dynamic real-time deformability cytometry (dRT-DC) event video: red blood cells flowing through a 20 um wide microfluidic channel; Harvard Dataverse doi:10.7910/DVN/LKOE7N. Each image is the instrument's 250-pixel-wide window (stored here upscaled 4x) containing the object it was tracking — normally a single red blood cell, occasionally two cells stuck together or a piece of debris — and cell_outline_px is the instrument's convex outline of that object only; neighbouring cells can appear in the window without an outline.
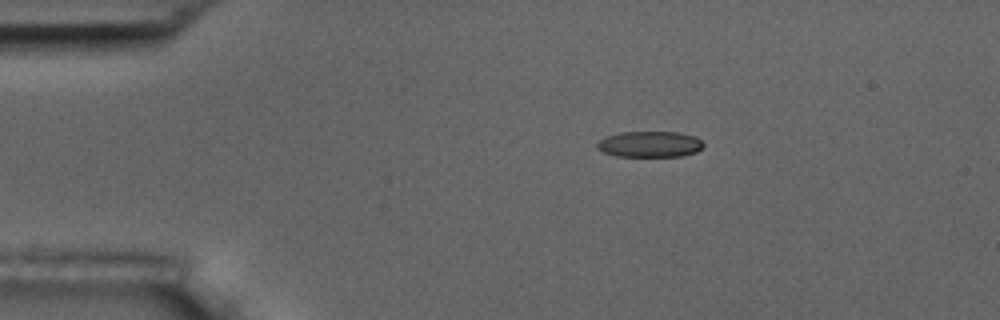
{"species": "common noctule bat (a hibernating species)", "species_latin": "Nyctalus noctula", "temperature_condition": "room temperature", "stored_images_in_passage": 7, "camera_frame_rate_fps": 3000, "um_per_image_px": 0.085, "animal": {"sex": "male", "body_mass_g": 17.5, "forearm_length_mm": 52.3}, "frame": {"image": 1, "passage_image": 1, "time_ms": 0.0, "image_size_px": [1000, 320], "cell_outline_px": [[704, 144], [696, 152], [680, 156], [616, 156], [604, 152], [596, 148], [596, 144], [604, 136], [620, 132], [676, 132], [696, 136]], "centroid_in_image_um": [55.2, 12.25], "position_along_channel_um": 29.8, "area_um2": 16.07}}
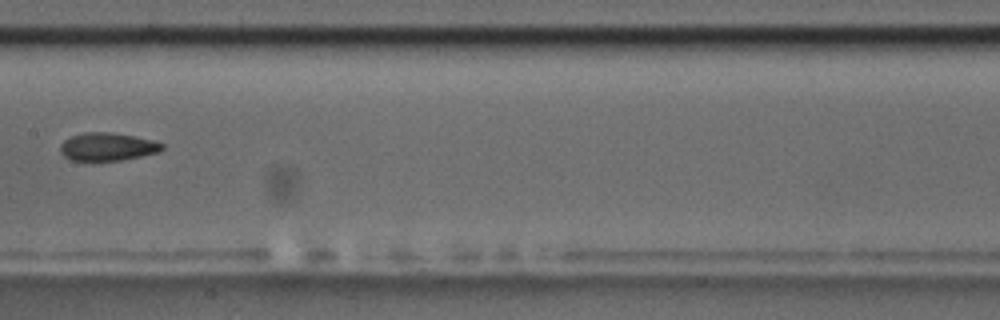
{"frame": {"image": 2, "passage_image": 6, "time_ms": 6.0, "image_size_px": [1000, 320], "cell_outline_px": [[164, 148], [156, 152], [140, 156], [120, 160], [72, 160], [64, 156], [60, 152], [60, 144], [64, 140], [72, 136], [84, 132], [108, 132], [136, 136], [152, 140], [164, 144]], "centroid_in_image_um": [9.11, 12.46], "position_along_channel_um": 198.3, "area_um2": 16.42}}
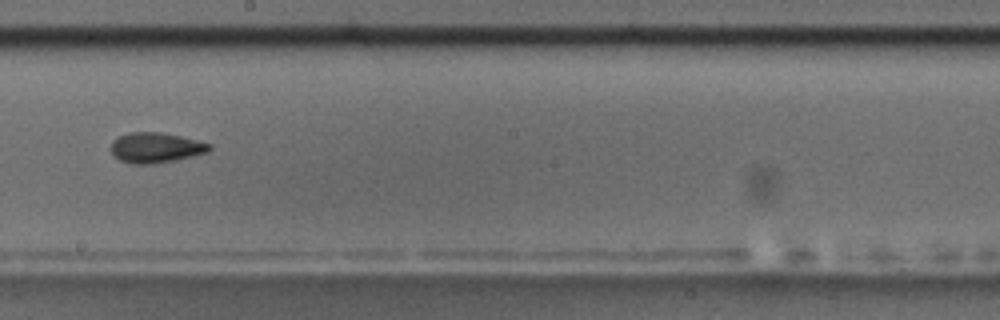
{"frame": {"image": 3, "passage_image": 7, "time_ms": 7.0, "image_size_px": [1000, 320], "cell_outline_px": [[212, 148], [208, 152], [176, 160], [152, 164], [132, 164], [120, 160], [108, 148], [112, 140], [116, 136], [128, 132], [160, 132], [180, 136], [212, 144]], "centroid_in_image_um": [13.2, 12.54], "position_along_channel_um": 235.0, "area_um2": 17.57}}